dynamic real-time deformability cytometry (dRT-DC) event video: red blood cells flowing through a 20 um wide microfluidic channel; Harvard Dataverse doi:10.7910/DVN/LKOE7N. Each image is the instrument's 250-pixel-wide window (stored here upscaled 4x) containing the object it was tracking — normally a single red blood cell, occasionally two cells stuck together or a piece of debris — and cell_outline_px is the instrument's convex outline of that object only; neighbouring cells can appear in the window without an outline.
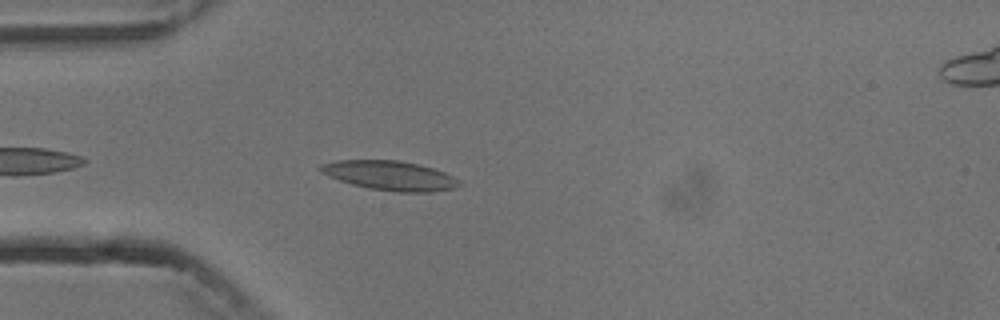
{"species": "common noctule bat (a hibernating species)", "species_latin": "Nyctalus noctula", "temperature_condition": "cold", "stored_images_in_passage": 3, "camera_frame_rate_fps": 3000, "um_per_image_px": 0.085, "animal": {"sex": "male", "body_mass_g": 13.3}, "frame": {"image": 1, "passage_image": 3, "time_ms": 3.0, "image_size_px": [1000, 320], "cell_outline_px": [[460, 184], [456, 188], [432, 192], [396, 192], [368, 188], [352, 184], [328, 176], [320, 172], [316, 168], [320, 164], [336, 160], [400, 160], [420, 164], [444, 172], [460, 180]], "centroid_in_image_um": [33.13, 14.92], "position_along_channel_um": 51.9, "area_um2": 23.99}}